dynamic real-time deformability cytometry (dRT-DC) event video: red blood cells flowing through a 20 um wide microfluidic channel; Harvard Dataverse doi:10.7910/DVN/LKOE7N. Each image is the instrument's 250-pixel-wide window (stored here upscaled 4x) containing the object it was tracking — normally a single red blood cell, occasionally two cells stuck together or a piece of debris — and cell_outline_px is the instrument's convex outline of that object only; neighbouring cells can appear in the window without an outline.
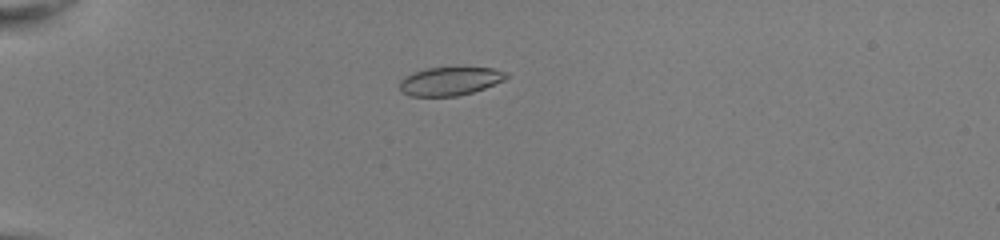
{"species": "common noctule bat (a hibernating species)", "species_latin": "Nyctalus noctula", "temperature_condition": "room temperature", "stored_images_in_passage": 47, "camera_frame_rate_fps": 3000, "um_per_image_px": 0.085, "animal": {"sex": "female", "body_mass_g": 22.0, "forearm_length_mm": 56.7}, "frame": {"image": 1, "passage_image": 11, "time_ms": 3.333, "image_size_px": [1000, 240], "cell_outline_px": [[508, 76], [504, 80], [484, 88], [472, 92], [456, 96], [408, 96], [400, 92], [400, 80], [404, 76], [412, 72], [428, 68], [492, 68], [508, 72]], "centroid_in_image_um": [38.21, 6.9], "position_along_channel_um": 46.8, "area_um2": 17.63}}
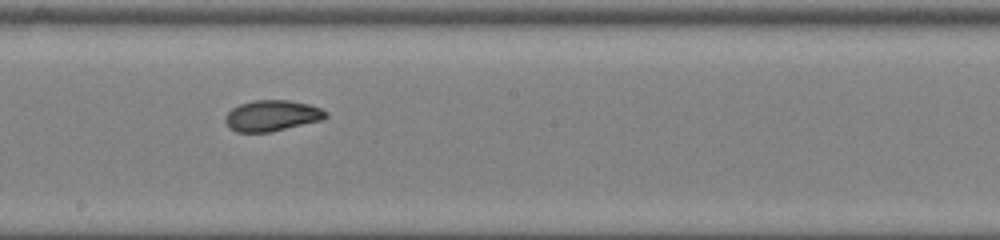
{"frame": {"image": 2, "passage_image": 27, "time_ms": 8.667, "image_size_px": [1000, 240], "cell_outline_px": [[328, 116], [320, 120], [272, 132], [236, 132], [228, 128], [224, 120], [224, 116], [232, 108], [240, 104], [252, 100], [288, 100], [308, 104], [320, 108], [328, 112]], "centroid_in_image_um": [23.07, 9.83], "position_along_channel_um": 225.1, "area_um2": 18.21}}
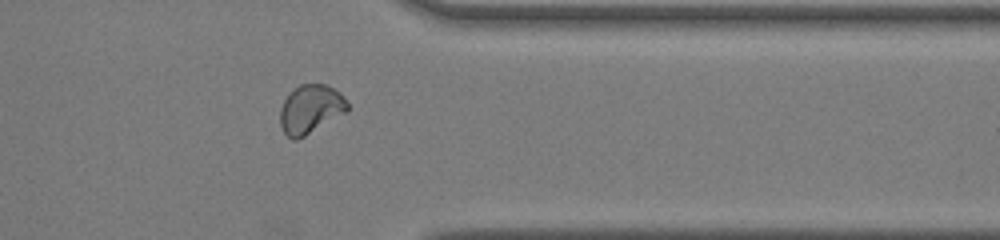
{"frame": {"image": 3, "passage_image": 39, "time_ms": 12.667, "image_size_px": [1000, 240], "cell_outline_px": [[348, 112], [304, 136], [296, 140], [292, 140], [284, 132], [280, 124], [280, 108], [288, 92], [300, 84], [328, 84], [340, 92], [344, 96], [348, 104]], "centroid_in_image_um": [26.41, 9.26], "position_along_channel_um": 385.0, "area_um2": 19.36}, "authors_computed_cell_mechanics": {"area_um2": 18.7272, "velocity_mm_per_s": 4.0591, "shape_relaxation_time_tau1_ms": 7.7836, "shape_relaxation_time_tau2_ms": 1.2581, "deformation_change_tau1": 0.1815, "deformation_change_tau2": 0.0484}}